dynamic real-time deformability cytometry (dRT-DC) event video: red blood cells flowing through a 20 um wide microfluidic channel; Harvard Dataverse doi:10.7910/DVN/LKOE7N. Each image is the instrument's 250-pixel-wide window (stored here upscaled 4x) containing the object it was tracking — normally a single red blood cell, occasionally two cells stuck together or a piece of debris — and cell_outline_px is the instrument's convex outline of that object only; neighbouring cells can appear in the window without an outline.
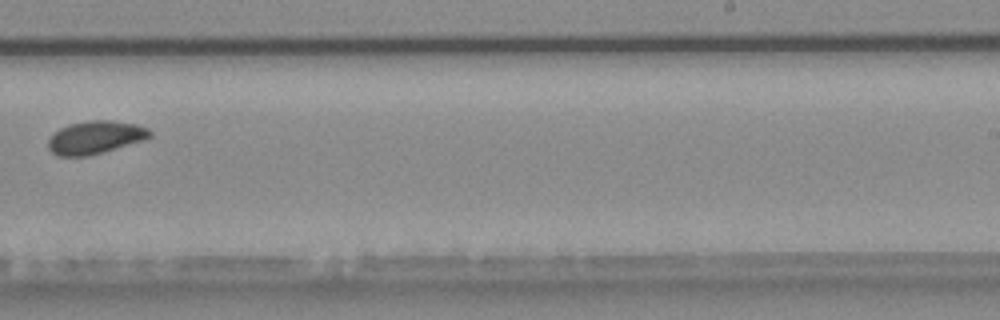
{"species": "common noctule bat (a hibernating species)", "species_latin": "Nyctalus noctula", "temperature_condition": "warm", "stored_images_in_passage": 7, "camera_frame_rate_fps": 3000, "um_per_image_px": 0.085, "animal": {"sex": "male", "body_mass_g": 20.4}, "frame": {"image": 1, "passage_image": 7, "time_ms": 2.0, "image_size_px": [1000, 320], "cell_outline_px": [[152, 136], [144, 140], [88, 156], [56, 156], [48, 148], [48, 140], [52, 132], [68, 124], [88, 120], [108, 120], [136, 124], [148, 128], [152, 132]], "centroid_in_image_um": [8.07, 11.67], "position_along_channel_um": 280.9, "area_um2": 19.65}}